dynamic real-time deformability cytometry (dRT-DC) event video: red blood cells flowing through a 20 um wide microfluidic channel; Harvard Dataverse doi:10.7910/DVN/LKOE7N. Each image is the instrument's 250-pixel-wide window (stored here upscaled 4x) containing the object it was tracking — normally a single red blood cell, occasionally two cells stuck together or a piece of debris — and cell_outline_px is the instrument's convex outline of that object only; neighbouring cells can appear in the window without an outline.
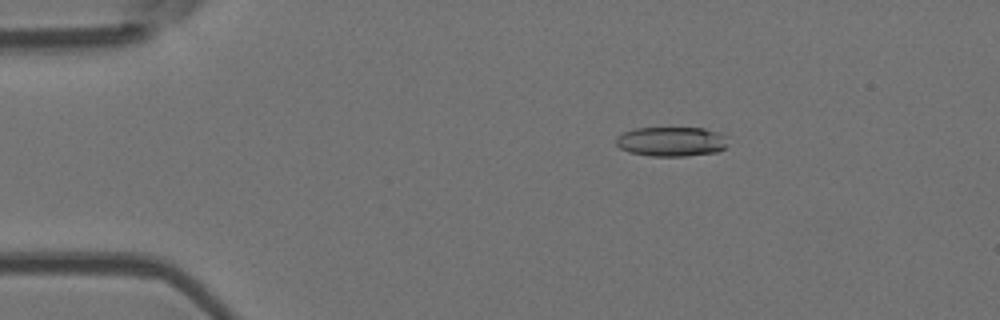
{"species": "Egyptian fruit bat (a non-hibernating species)", "species_latin": "Rousettus aegyptiacus", "temperature_condition": "room temperature", "stored_images_in_passage": 4, "camera_frame_rate_fps": 3000, "um_per_image_px": 0.085, "animal": {"sex": "female"}, "frame": {"image": 1, "passage_image": 3, "time_ms": 2.333, "image_size_px": [1000, 320], "cell_outline_px": [[724, 148], [716, 152], [684, 156], [648, 156], [628, 152], [620, 148], [616, 144], [616, 136], [624, 132], [636, 128], [704, 128], [720, 132], [724, 136]], "centroid_in_image_um": [57.01, 12.03], "position_along_channel_um": 28.0, "area_um2": 19.19}}